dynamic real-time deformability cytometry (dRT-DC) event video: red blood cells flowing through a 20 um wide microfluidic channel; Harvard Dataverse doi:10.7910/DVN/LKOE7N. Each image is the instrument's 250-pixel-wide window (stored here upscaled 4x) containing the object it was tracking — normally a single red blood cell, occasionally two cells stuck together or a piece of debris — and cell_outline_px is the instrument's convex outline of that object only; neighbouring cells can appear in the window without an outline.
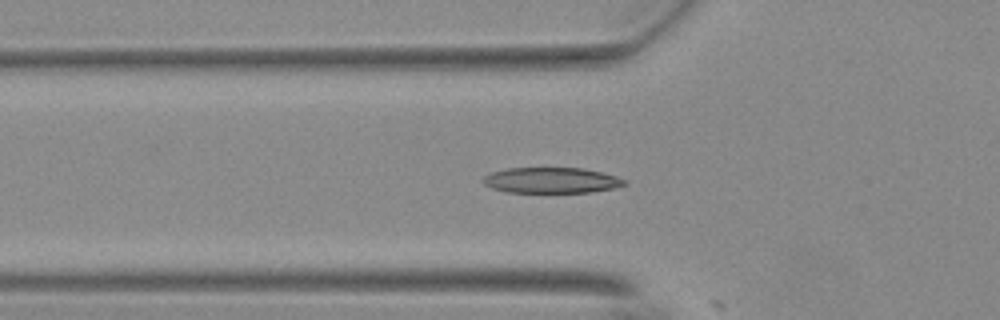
{"species": "Egyptian fruit bat (a non-hibernating species)", "species_latin": "Rousettus aegyptiacus", "temperature_condition": "warm", "stored_images_in_passage": 21, "camera_frame_rate_fps": 3000, "um_per_image_px": 0.085, "animal": {"sex": "female"}, "frame": {"image": 1, "passage_image": 20, "time_ms": 6.333, "image_size_px": [1000, 320], "cell_outline_px": [[628, 184], [616, 188], [592, 192], [508, 192], [492, 188], [484, 184], [480, 180], [484, 176], [492, 172], [508, 168], [584, 168], [616, 176], [628, 180]], "centroid_in_image_um": [46.9, 15.33], "position_along_channel_um": 78.9, "area_um2": 21.27}}